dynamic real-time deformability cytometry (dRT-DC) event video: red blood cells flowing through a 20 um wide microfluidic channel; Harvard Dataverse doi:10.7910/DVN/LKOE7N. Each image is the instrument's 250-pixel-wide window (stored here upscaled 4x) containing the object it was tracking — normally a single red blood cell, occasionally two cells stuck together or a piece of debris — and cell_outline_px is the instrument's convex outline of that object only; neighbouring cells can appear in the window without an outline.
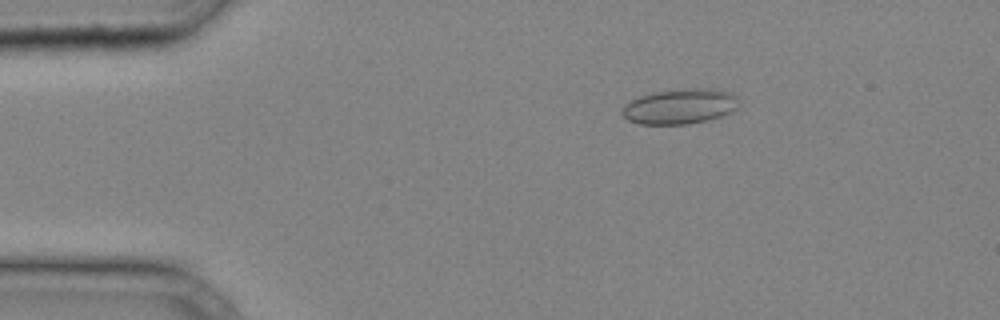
{"species": "common noctule bat (a hibernating species)", "species_latin": "Nyctalus noctula", "temperature_condition": "cold", "stored_images_in_passage": 34, "camera_frame_rate_fps": 3000, "um_per_image_px": 0.085, "animal": {"sex": "male", "body_mass_g": 20.4}, "frame": {"image": 1, "passage_image": 5, "time_ms": 1.333, "image_size_px": [1000, 320], "cell_outline_px": [[740, 100], [736, 108], [732, 112], [708, 120], [688, 124], [640, 124], [628, 120], [620, 112], [620, 108], [624, 104], [640, 96], [652, 92], [684, 88], [712, 88], [732, 92], [740, 96]], "centroid_in_image_um": [57.82, 9.03], "position_along_channel_um": 27.2, "area_um2": 24.39}}
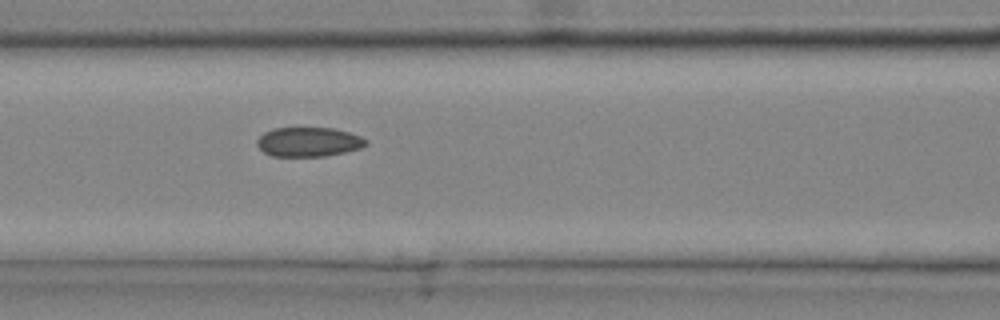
{"frame": {"image": 2, "passage_image": 15, "time_ms": 4.667, "image_size_px": [1000, 320], "cell_outline_px": [[368, 144], [360, 148], [344, 152], [324, 156], [272, 156], [264, 152], [256, 144], [256, 140], [264, 132], [272, 128], [332, 128], [348, 132], [360, 136], [368, 140]], "centroid_in_image_um": [26.22, 12.06], "position_along_channel_um": 140.4, "area_um2": 18.61}}
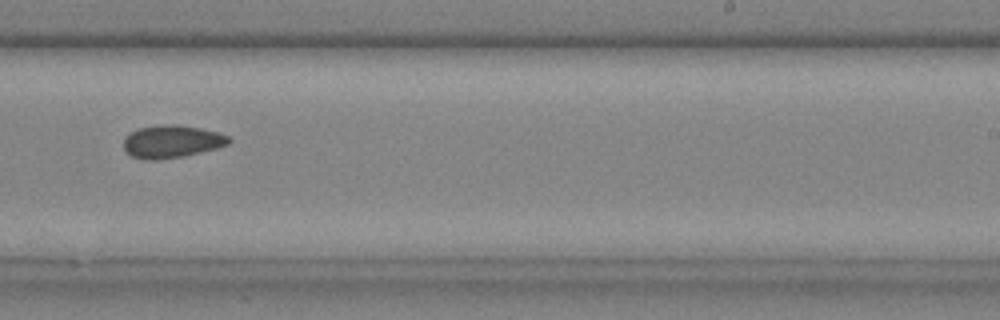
{"frame": {"image": 3, "passage_image": 23, "time_ms": 7.333, "image_size_px": [1000, 320], "cell_outline_px": [[232, 140], [228, 144], [216, 148], [184, 156], [156, 160], [144, 160], [132, 156], [124, 148], [124, 140], [136, 128], [172, 124], [176, 124], [200, 128], [216, 132], [228, 136]], "centroid_in_image_um": [14.61, 12.04], "position_along_channel_um": 274.4, "area_um2": 19.77}}